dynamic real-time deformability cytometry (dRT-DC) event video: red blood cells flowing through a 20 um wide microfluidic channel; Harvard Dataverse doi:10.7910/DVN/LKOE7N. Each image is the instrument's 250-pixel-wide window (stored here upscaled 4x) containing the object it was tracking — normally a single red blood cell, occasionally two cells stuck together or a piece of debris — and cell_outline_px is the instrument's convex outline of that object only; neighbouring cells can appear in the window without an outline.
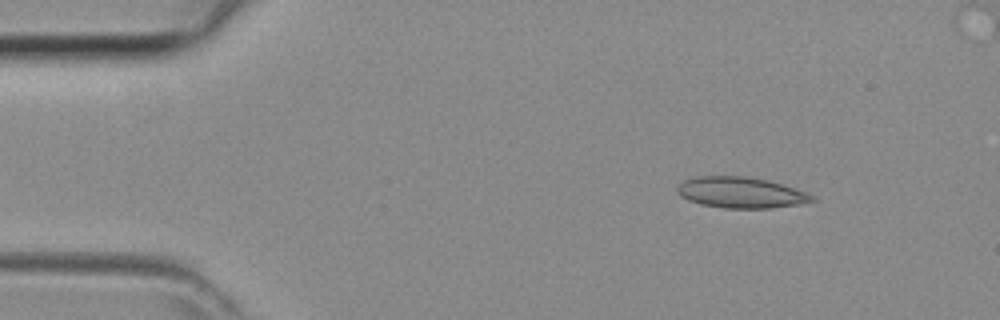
{"species": "common noctule bat (a hibernating species)", "species_latin": "Nyctalus noctula", "temperature_condition": "room temperature", "stored_images_in_passage": 33, "camera_frame_rate_fps": 3000, "um_per_image_px": 0.085, "animal": {"sex": "female", "body_mass_g": 29.2, "forearm_length_mm": 56.3}, "frame": {"image": 1, "passage_image": 1, "time_ms": 0.0, "image_size_px": [1000, 320], "cell_outline_px": [[816, 200], [808, 204], [772, 208], [724, 208], [700, 204], [688, 200], [680, 196], [676, 192], [676, 188], [684, 180], [696, 176], [744, 176], [768, 180], [784, 184], [808, 192], [816, 196]], "centroid_in_image_um": [63.05, 16.37], "position_along_channel_um": 22.0, "area_um2": 24.85}}
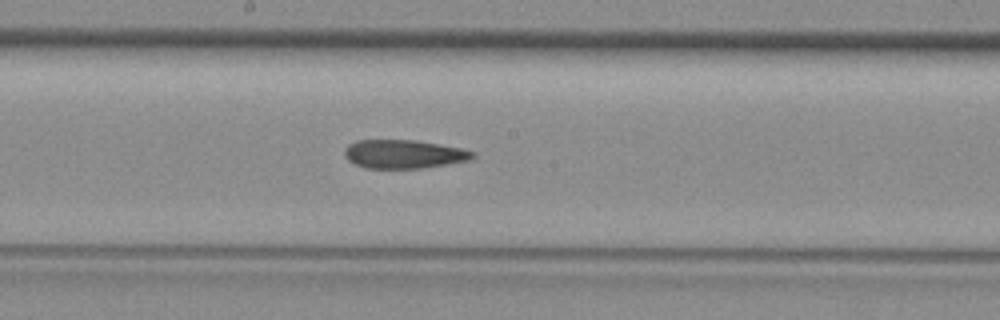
{"frame": {"image": 2, "passage_image": 18, "time_ms": 5.667, "image_size_px": [1000, 320], "cell_outline_px": [[476, 156], [472, 160], [448, 164], [420, 168], [364, 168], [348, 160], [344, 156], [344, 148], [348, 144], [356, 140], [416, 140], [460, 148], [476, 152]], "centroid_in_image_um": [34.32, 13.09], "position_along_channel_um": 213.9, "area_um2": 21.5}}
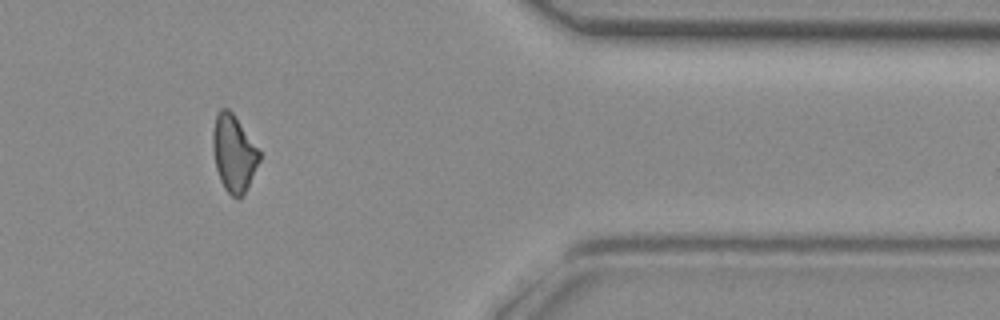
{"frame": {"image": 3, "passage_image": 31, "time_ms": 10.0, "image_size_px": [1000, 320], "cell_outline_px": [[260, 160], [240, 200], [232, 196], [224, 188], [220, 180], [216, 168], [212, 148], [212, 132], [216, 116], [220, 108], [228, 108], [232, 112], [260, 152]], "centroid_in_image_um": [19.84, 13.03], "position_along_channel_um": 391.6, "area_um2": 20.52}}